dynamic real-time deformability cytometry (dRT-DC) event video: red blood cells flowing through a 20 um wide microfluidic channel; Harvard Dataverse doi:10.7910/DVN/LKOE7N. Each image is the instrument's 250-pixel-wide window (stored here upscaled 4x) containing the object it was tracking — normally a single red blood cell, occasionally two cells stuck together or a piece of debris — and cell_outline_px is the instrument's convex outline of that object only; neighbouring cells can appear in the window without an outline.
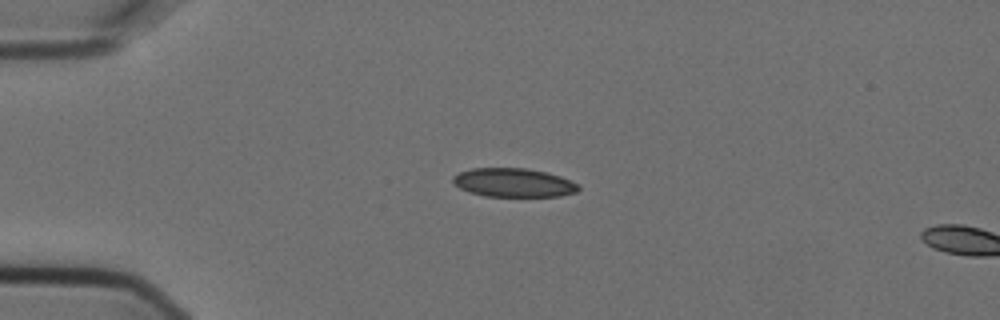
{"species": "Egyptian fruit bat (a non-hibernating species)", "species_latin": "Rousettus aegyptiacus", "temperature_condition": "cold", "stored_images_in_passage": 2, "camera_frame_rate_fps": 3000, "um_per_image_px": 0.085, "animal": {"sex": "female"}, "frame": {"image": 1, "passage_image": 1, "time_ms": 0.0, "image_size_px": [1000, 320], "cell_outline_px": [[580, 188], [576, 192], [560, 196], [484, 196], [468, 192], [452, 184], [452, 176], [460, 172], [472, 168], [528, 168], [560, 176], [576, 184]], "centroid_in_image_um": [43.59, 15.52], "position_along_channel_um": 41.4, "area_um2": 20.98}}